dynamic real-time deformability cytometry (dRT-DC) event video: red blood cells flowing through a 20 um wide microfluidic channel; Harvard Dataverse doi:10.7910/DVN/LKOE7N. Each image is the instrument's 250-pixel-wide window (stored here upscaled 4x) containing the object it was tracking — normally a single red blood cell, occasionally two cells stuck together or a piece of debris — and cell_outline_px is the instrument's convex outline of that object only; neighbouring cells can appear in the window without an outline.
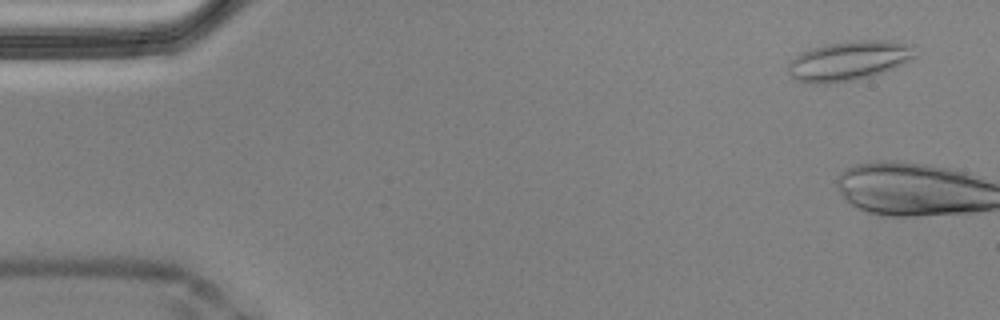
{"species": "Egyptian fruit bat (a non-hibernating species)", "species_latin": "Rousettus aegyptiacus", "temperature_condition": "cold", "stored_images_in_passage": 4, "camera_frame_rate_fps": 3000, "um_per_image_px": 0.085, "animal": {"sex": "male"}, "frame": {"image": 1, "passage_image": 2, "time_ms": 0.333, "image_size_px": [1000, 320], "cell_outline_px": [[916, 56], [912, 60], [904, 64], [872, 76], [848, 80], [796, 80], [788, 72], [788, 64], [800, 52], [812, 48], [828, 44], [852, 40], [892, 40], [912, 44]], "centroid_in_image_um": [72.26, 5.09], "position_along_channel_um": 12.7, "area_um2": 28.38}}